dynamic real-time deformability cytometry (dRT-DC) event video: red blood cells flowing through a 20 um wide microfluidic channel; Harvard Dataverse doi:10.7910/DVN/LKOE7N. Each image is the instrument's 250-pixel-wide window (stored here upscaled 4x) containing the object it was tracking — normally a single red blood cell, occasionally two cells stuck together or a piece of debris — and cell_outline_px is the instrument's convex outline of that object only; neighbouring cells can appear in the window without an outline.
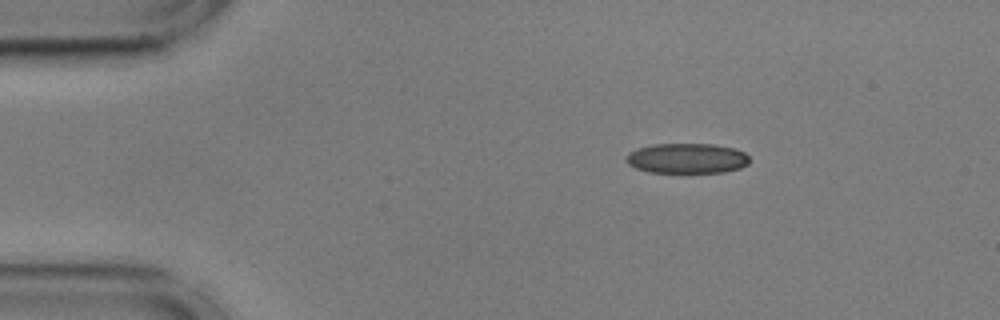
{"species": "common noctule bat (a hibernating species)", "species_latin": "Nyctalus noctula", "temperature_condition": "cold", "stored_images_in_passage": 47, "camera_frame_rate_fps": 3000, "um_per_image_px": 0.085, "animal": {"sex": "male", "body_mass_g": 17.9, "forearm_length_mm": 54.2}, "frame": {"image": 1, "passage_image": 1, "time_ms": 0.0, "image_size_px": [1000, 320], "cell_outline_px": [[748, 164], [740, 168], [724, 172], [648, 172], [636, 168], [628, 164], [628, 152], [636, 148], [652, 144], [712, 144], [736, 148], [744, 152], [748, 156]], "centroid_in_image_um": [58.4, 13.45], "position_along_channel_um": 26.6, "area_um2": 21.62}}
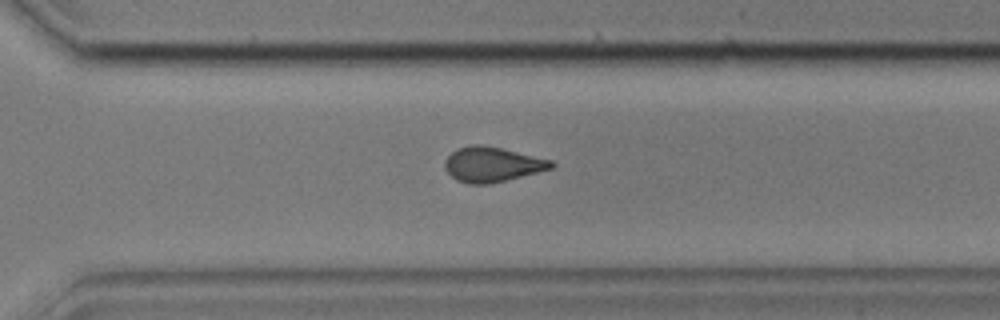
{"frame": {"image": 2, "passage_image": 31, "time_ms": 10.0, "image_size_px": [1000, 320], "cell_outline_px": [[556, 164], [552, 168], [488, 184], [468, 184], [456, 180], [444, 168], [444, 160], [456, 148], [472, 144], [484, 144], [552, 160]], "centroid_in_image_um": [41.79, 13.96], "position_along_channel_um": 328.8, "area_um2": 21.56}}
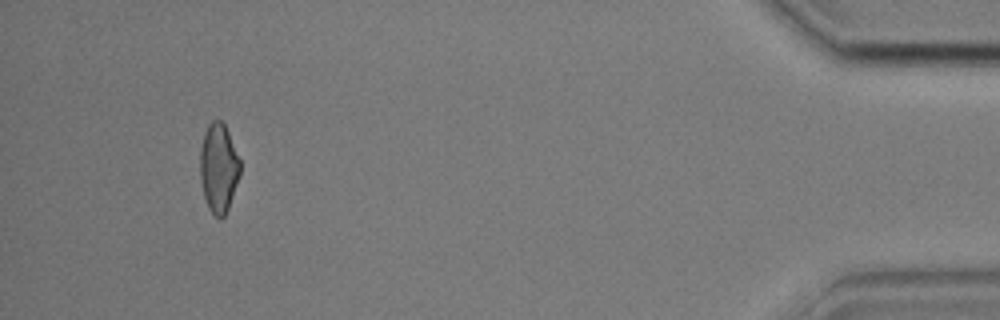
{"frame": {"image": 3, "passage_image": 44, "time_ms": 14.333, "image_size_px": [1000, 320], "cell_outline_px": [[240, 176], [228, 208], [224, 216], [220, 220], [208, 208], [204, 196], [200, 180], [200, 148], [204, 132], [208, 124], [212, 120], [220, 120], [224, 124], [228, 132], [240, 160]], "centroid_in_image_um": [18.57, 14.27], "position_along_channel_um": 416.6, "area_um2": 20.81}, "authors_computed_cell_mechanics": {"area_um2": 21.964, "velocity_mm_per_s": 3.5986, "shape_relaxation_time_tau1_ms": 10.1667, "shape_relaxation_time_tau2_ms": 2.196, "deformation_change_tau1": 0.1544, "deformation_change_tau2": 0.0899}}